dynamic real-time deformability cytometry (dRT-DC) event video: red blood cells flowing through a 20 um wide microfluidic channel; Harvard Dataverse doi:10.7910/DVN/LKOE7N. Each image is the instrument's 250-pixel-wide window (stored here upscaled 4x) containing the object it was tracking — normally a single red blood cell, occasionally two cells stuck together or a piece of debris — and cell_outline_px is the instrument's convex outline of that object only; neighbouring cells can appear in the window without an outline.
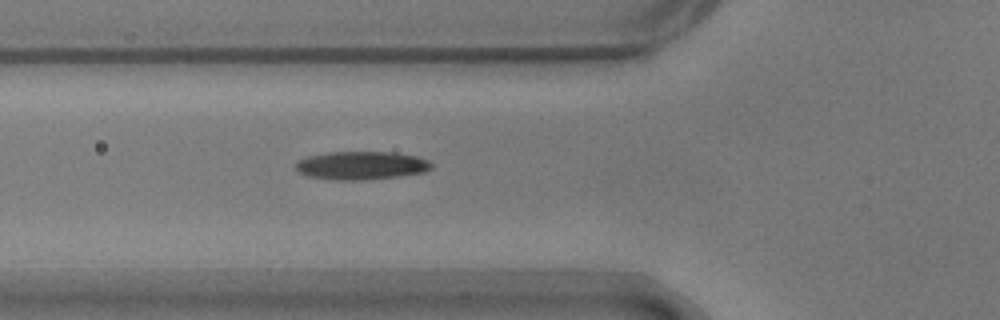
{"species": "common noctule bat (a hibernating species)", "species_latin": "Nyctalus noctula", "temperature_condition": "warm", "stored_images_in_passage": 33, "camera_frame_rate_fps": 3000, "um_per_image_px": 0.085, "animal": {"sex": "male", "body_mass_g": 17.9}, "frame": {"image": 1, "passage_image": 3, "time_ms": 0.667, "image_size_px": [1000, 320], "cell_outline_px": [[432, 168], [424, 172], [396, 176], [364, 180], [332, 180], [308, 176], [300, 172], [296, 168], [296, 164], [300, 160], [308, 156], [328, 152], [392, 152], [416, 156], [428, 160], [432, 164]], "centroid_in_image_um": [30.72, 14.06], "position_along_channel_um": 95.1, "area_um2": 22.2}}
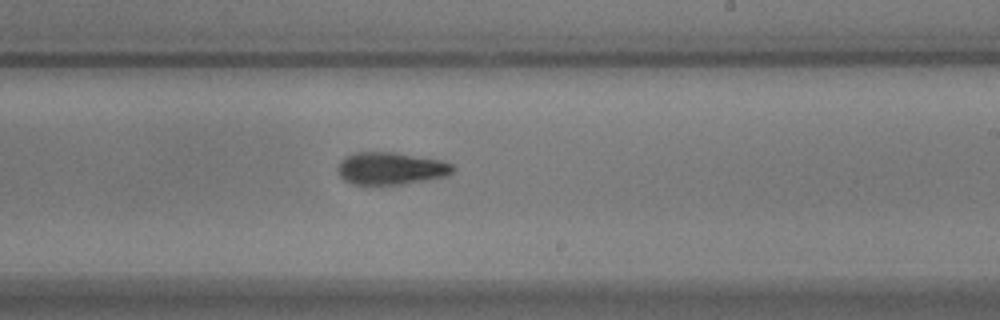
{"frame": {"image": 2, "passage_image": 16, "time_ms": 5.0, "image_size_px": [1000, 320], "cell_outline_px": [[456, 168], [448, 176], [428, 180], [400, 184], [352, 184], [344, 180], [340, 176], [336, 168], [340, 160], [344, 156], [356, 152], [392, 152], [444, 160], [456, 164]], "centroid_in_image_um": [33.25, 14.3], "position_along_channel_um": 255.7, "area_um2": 22.08}}
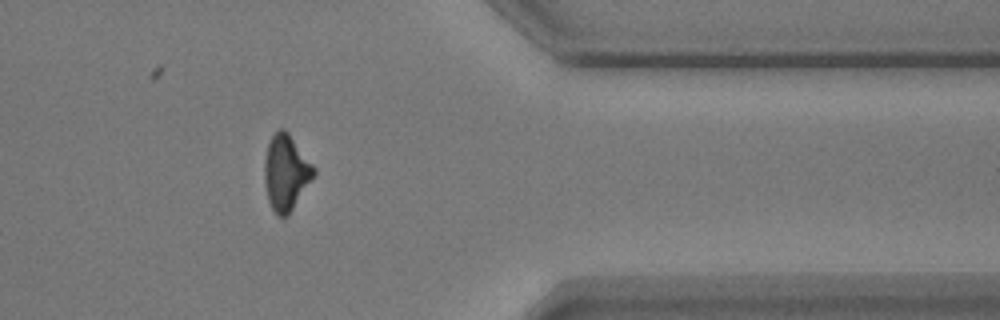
{"frame": {"image": 3, "passage_image": 28, "time_ms": 9.0, "image_size_px": [1000, 320], "cell_outline_px": [[316, 172], [288, 216], [276, 216], [268, 200], [264, 184], [264, 160], [268, 144], [272, 136], [280, 128], [284, 128], [288, 132], [316, 168]], "centroid_in_image_um": [24.29, 14.67], "position_along_channel_um": 387.1, "area_um2": 21.68}, "authors_computed_cell_mechanics": {"area_um2": 21.7906, "velocity_mm_per_s": 3.7017, "shape_relaxation_time_tau1_ms": 6.1271, "shape_relaxation_time_tau2_ms": 6.5668, "deformation_change_tau1": 0.1833, "deformation_change_tau2": 0.1512}}